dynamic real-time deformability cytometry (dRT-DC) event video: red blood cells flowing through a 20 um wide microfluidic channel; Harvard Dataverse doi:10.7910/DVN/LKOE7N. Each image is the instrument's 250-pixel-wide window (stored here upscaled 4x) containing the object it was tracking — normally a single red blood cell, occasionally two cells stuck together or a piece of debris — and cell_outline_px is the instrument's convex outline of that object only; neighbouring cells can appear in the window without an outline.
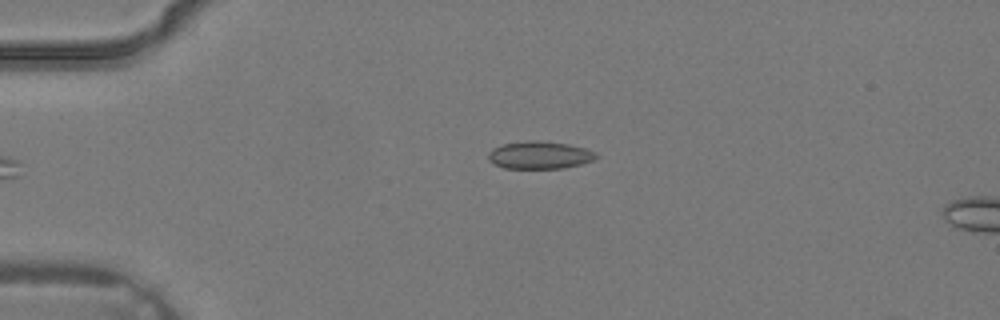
{"species": "common noctule bat (a hibernating species)", "species_latin": "Nyctalus noctula", "temperature_condition": "warm", "stored_images_in_passage": 2, "camera_frame_rate_fps": 3000, "um_per_image_px": 0.085, "animal": {"sex": "male", "body_mass_g": 19.2, "forearm_length_mm": 51.8}, "frame": {"image": 1, "passage_image": 2, "time_ms": 0.333, "image_size_px": [1000, 320], "cell_outline_px": [[600, 156], [592, 160], [580, 164], [564, 168], [504, 168], [492, 164], [488, 160], [488, 152], [492, 148], [504, 144], [528, 140], [536, 140], [568, 144], [584, 148], [596, 152]], "centroid_in_image_um": [45.84, 13.18], "position_along_channel_um": 39.2, "area_um2": 17.4}}